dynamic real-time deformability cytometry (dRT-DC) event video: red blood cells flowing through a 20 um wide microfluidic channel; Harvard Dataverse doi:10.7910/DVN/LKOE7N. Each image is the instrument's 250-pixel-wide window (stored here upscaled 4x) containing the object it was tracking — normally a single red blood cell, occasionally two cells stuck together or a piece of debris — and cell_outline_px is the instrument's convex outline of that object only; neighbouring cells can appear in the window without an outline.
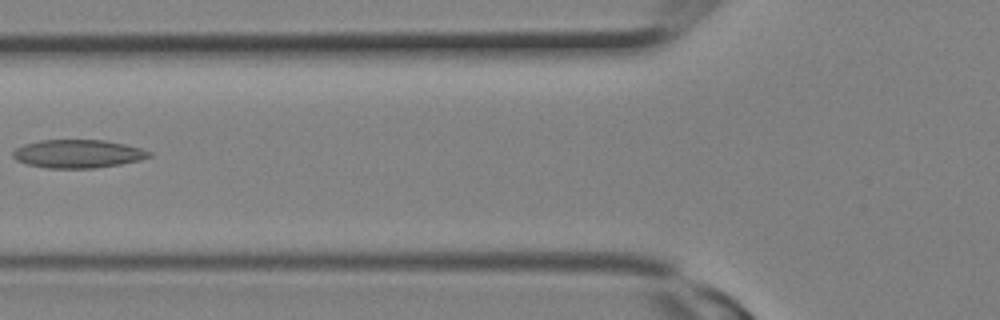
{"species": "Egyptian fruit bat (a non-hibernating species)", "species_latin": "Rousettus aegyptiacus", "temperature_condition": "room temperature", "stored_images_in_passage": 17, "camera_frame_rate_fps": 3000, "um_per_image_px": 0.085, "animal": {"sex": "female"}, "frame": {"image": 1, "passage_image": 10, "time_ms": 3.0, "image_size_px": [1000, 320], "cell_outline_px": [[152, 156], [140, 160], [120, 164], [96, 168], [48, 168], [28, 164], [16, 160], [12, 156], [12, 152], [16, 148], [24, 144], [40, 140], [104, 140], [124, 144], [140, 148], [152, 152]], "centroid_in_image_um": [6.62, 13.07], "position_along_channel_um": 119.2, "area_um2": 22.43}}
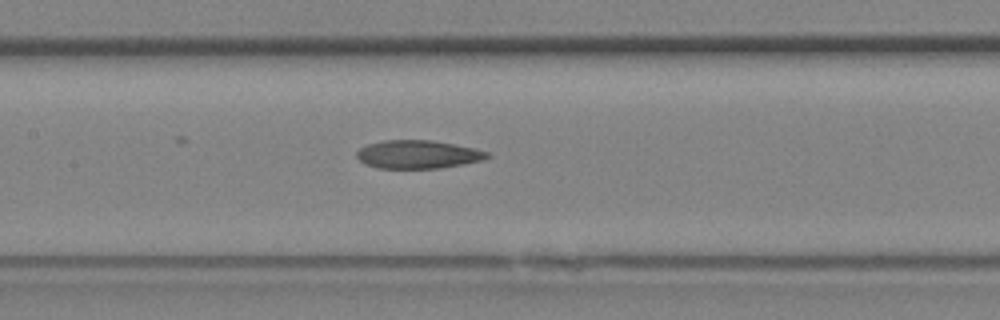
{"frame": {"image": 2, "passage_image": 12, "time_ms": 3.667, "image_size_px": [1000, 320], "cell_outline_px": [[492, 156], [484, 160], [440, 168], [376, 168], [364, 164], [356, 156], [356, 152], [360, 148], [368, 144], [384, 140], [432, 140], [472, 148], [488, 152]], "centroid_in_image_um": [35.5, 13.13], "position_along_channel_um": 171.9, "area_um2": 21.44}}
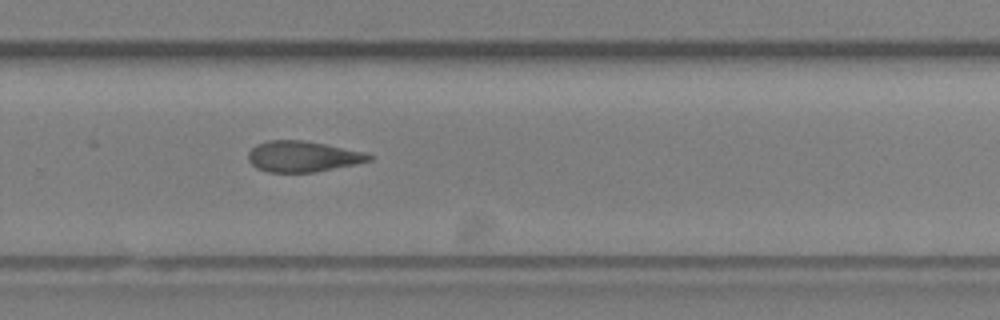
{"frame": {"image": 3, "passage_image": 17, "time_ms": 5.333, "image_size_px": [1000, 320], "cell_outline_px": [[372, 160], [312, 172], [268, 172], [256, 168], [248, 160], [248, 152], [256, 144], [268, 140], [304, 140], [364, 152], [372, 156]], "centroid_in_image_um": [25.66, 13.29], "position_along_channel_um": 304.1, "area_um2": 21.39}}